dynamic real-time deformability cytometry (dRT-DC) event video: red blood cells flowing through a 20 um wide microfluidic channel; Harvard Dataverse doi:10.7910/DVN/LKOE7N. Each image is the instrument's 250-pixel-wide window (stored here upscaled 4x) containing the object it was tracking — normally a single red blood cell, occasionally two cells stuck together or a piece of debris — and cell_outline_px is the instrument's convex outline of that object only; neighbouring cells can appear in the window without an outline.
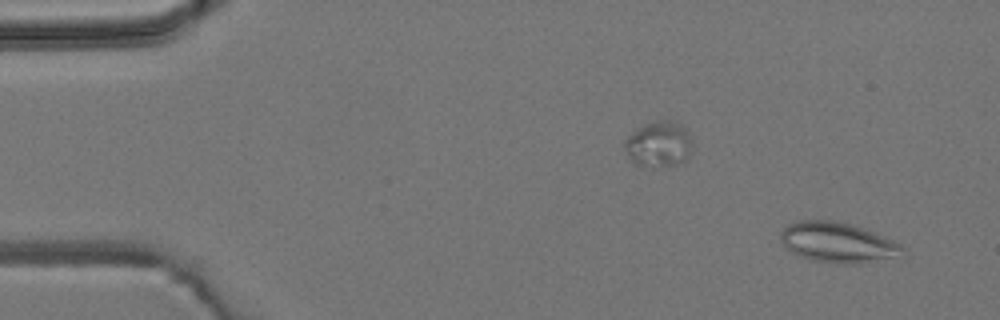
{"species": "common noctule bat (a hibernating species)", "species_latin": "Nyctalus noctula", "temperature_condition": "room temperature", "stored_images_in_passage": 4, "camera_frame_rate_fps": 3000, "um_per_image_px": 0.085, "animal": {"sex": "male", "body_mass_g": 19.2, "forearm_length_mm": 51.8}, "frame": {"image": 1, "passage_image": 1, "time_ms": 0.0, "image_size_px": [1000, 320], "cell_outline_px": [[900, 248], [888, 256], [860, 264], [836, 264], [812, 260], [800, 256], [792, 252], [780, 240], [780, 232], [788, 224], [796, 220], [836, 220], [852, 224], [892, 240], [900, 244]], "centroid_in_image_um": [71.03, 20.58], "position_along_channel_um": 14.0, "area_um2": 27.74}}